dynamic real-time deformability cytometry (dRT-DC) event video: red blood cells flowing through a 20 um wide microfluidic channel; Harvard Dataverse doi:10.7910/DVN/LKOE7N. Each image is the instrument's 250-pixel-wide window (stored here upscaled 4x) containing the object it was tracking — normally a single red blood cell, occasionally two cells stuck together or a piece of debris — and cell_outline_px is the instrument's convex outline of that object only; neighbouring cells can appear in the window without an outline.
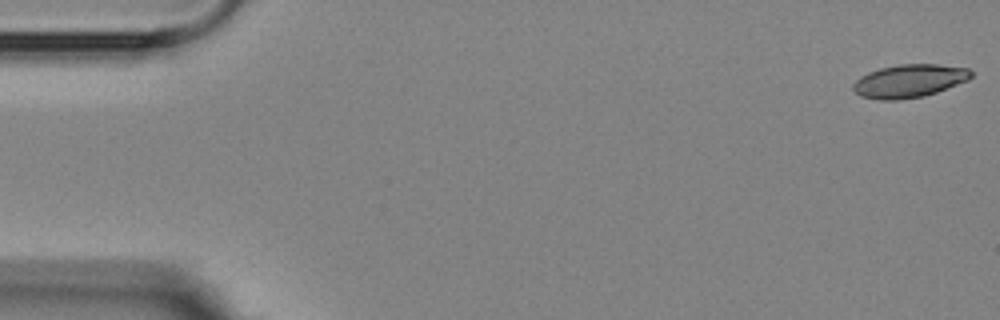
{"species": "Egyptian fruit bat (a non-hibernating species)", "species_latin": "Rousettus aegyptiacus", "temperature_condition": "room temperature", "stored_images_in_passage": 2, "camera_frame_rate_fps": 3000, "um_per_image_px": 0.085, "animal": {"sex": "female"}, "frame": {"image": 1, "passage_image": 2, "time_ms": 1.667, "image_size_px": [1000, 320], "cell_outline_px": [[972, 76], [968, 80], [936, 92], [924, 96], [896, 100], [880, 100], [860, 96], [852, 88], [852, 84], [860, 76], [868, 72], [880, 68], [900, 64], [936, 64], [968, 68], [972, 72]], "centroid_in_image_um": [77.26, 6.88], "position_along_channel_um": 7.7, "area_um2": 22.72}}